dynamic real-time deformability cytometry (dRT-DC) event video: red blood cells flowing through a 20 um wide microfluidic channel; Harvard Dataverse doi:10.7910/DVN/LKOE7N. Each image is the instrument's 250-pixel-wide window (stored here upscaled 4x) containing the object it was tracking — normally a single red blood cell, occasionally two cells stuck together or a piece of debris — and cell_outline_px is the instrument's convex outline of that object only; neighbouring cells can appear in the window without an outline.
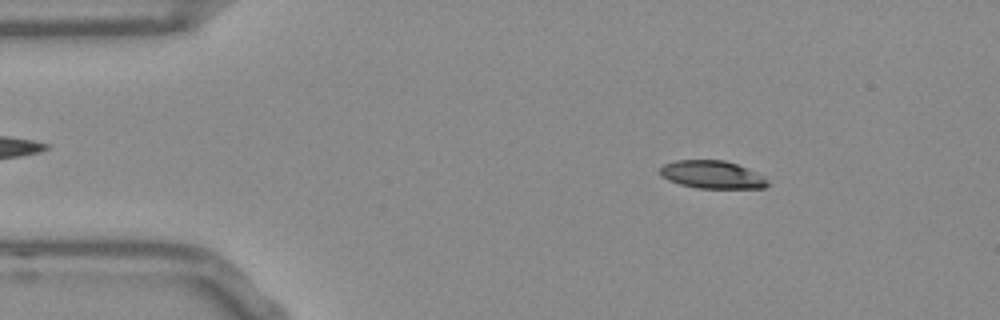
{"species": "Egyptian fruit bat (a non-hibernating species)", "species_latin": "Rousettus aegyptiacus", "temperature_condition": "room temperature", "stored_images_in_passage": 52, "camera_frame_rate_fps": 3000, "um_per_image_px": 0.085, "frame": {"image": 1, "passage_image": 7, "time_ms": 2.0, "image_size_px": [1000, 320], "cell_outline_px": [[772, 184], [764, 188], [696, 188], [680, 184], [668, 180], [660, 176], [660, 168], [664, 164], [676, 160], [724, 160], [736, 164], [756, 172], [764, 176]], "centroid_in_image_um": [60.55, 14.85], "position_along_channel_um": 24.5, "area_um2": 17.57}}
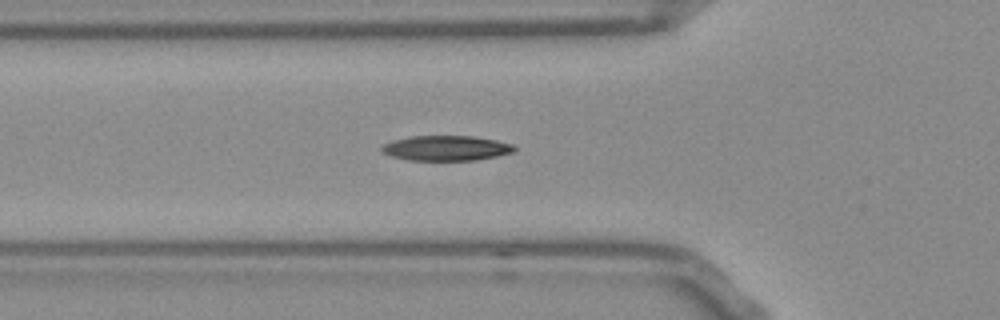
{"frame": {"image": 2, "passage_image": 17, "time_ms": 5.333, "image_size_px": [1000, 320], "cell_outline_px": [[516, 148], [512, 152], [496, 156], [476, 160], [408, 160], [392, 156], [384, 152], [380, 148], [384, 144], [392, 140], [408, 136], [472, 136], [496, 140], [512, 144]], "centroid_in_image_um": [37.91, 12.58], "position_along_channel_um": 87.9, "area_um2": 19.25}}
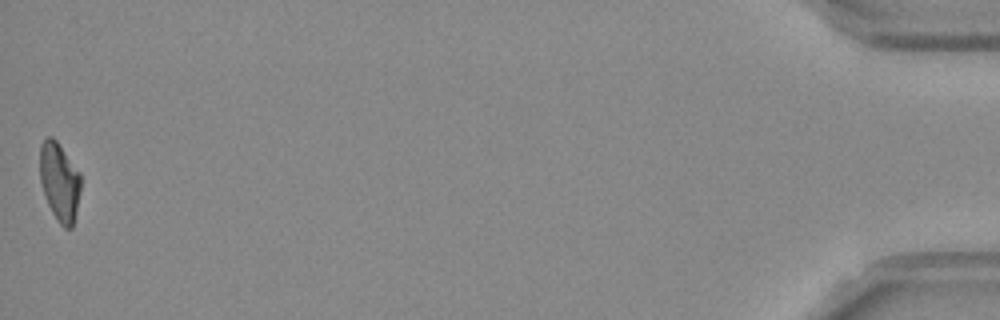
{"frame": {"image": 3, "passage_image": 52, "time_ms": 17.0, "image_size_px": [1000, 320], "cell_outline_px": [[80, 192], [76, 212], [72, 228], [64, 228], [60, 224], [52, 212], [48, 204], [40, 180], [40, 144], [48, 136], [52, 136], [56, 140], [80, 172]], "centroid_in_image_um": [5.06, 15.44], "position_along_channel_um": 430.1, "area_um2": 18.55}, "authors_computed_cell_mechanics": {"area_um2": 19.1607, "velocity_mm_per_s": 3.8109, "shape_relaxation_time_tau1_ms": 3.8908, "shape_relaxation_time_tau2_ms": 3.4293, "deformation_change_tau1": 0.1561, "deformation_change_tau2": 0.1081}}